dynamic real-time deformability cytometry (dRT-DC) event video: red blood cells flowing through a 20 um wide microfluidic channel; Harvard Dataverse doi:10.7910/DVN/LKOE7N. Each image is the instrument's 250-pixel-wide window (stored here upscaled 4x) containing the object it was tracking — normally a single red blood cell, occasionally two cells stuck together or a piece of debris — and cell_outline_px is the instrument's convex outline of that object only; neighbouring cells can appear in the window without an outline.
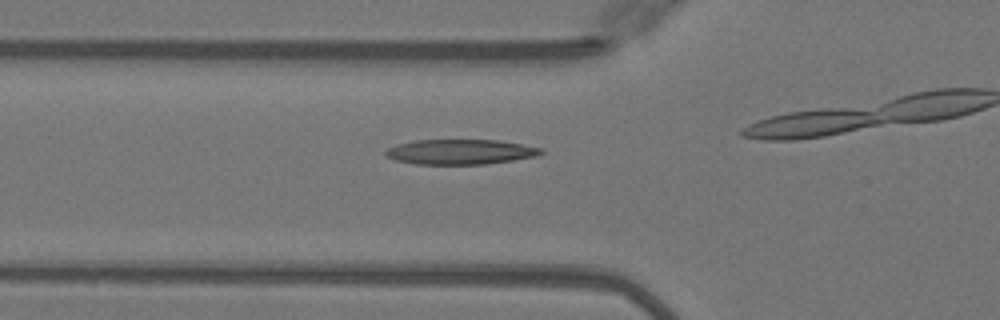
{"species": "Egyptian fruit bat (a non-hibernating species)", "species_latin": "Rousettus aegyptiacus", "temperature_condition": "warm", "stored_images_in_passage": 12, "camera_frame_rate_fps": 3000, "um_per_image_px": 0.085, "animal": {"sex": "female"}, "frame": {"image": 1, "passage_image": 3, "time_ms": 0.667, "image_size_px": [1000, 320], "cell_outline_px": [[544, 152], [536, 156], [512, 160], [484, 164], [416, 164], [396, 160], [388, 156], [384, 152], [388, 148], [400, 144], [416, 140], [500, 140], [544, 148]], "centroid_in_image_um": [39.18, 12.9], "position_along_channel_um": 86.6, "area_um2": 22.48}}